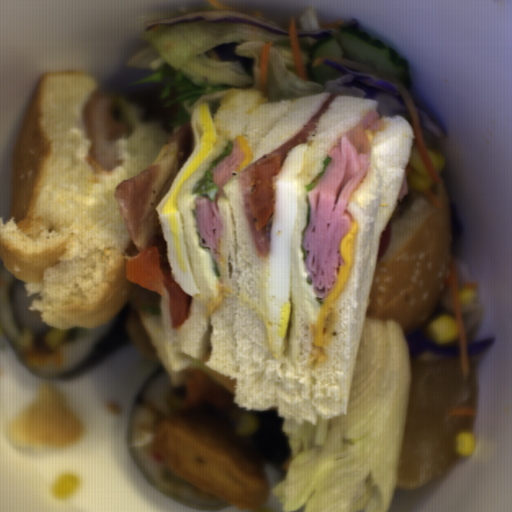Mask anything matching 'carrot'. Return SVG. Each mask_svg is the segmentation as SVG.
<instances>
[{
    "label": "carrot",
    "instance_id": "carrot-4",
    "mask_svg": "<svg viewBox=\"0 0 512 512\" xmlns=\"http://www.w3.org/2000/svg\"><path fill=\"white\" fill-rule=\"evenodd\" d=\"M270 56V43L265 42L261 45L259 92L262 93L263 98L266 100L268 94Z\"/></svg>",
    "mask_w": 512,
    "mask_h": 512
},
{
    "label": "carrot",
    "instance_id": "carrot-2",
    "mask_svg": "<svg viewBox=\"0 0 512 512\" xmlns=\"http://www.w3.org/2000/svg\"><path fill=\"white\" fill-rule=\"evenodd\" d=\"M449 277H450L451 293H452V300H453L454 316H455V320L457 323V331H458L457 339H458V346H459L460 359H461L462 375H463V379L466 383L468 374L470 371V366H469V359H468V353H467V347H466V341H465V333H464V325H463V317H462V309H461L458 284H457V279H456L454 263H453L451 257H450Z\"/></svg>",
    "mask_w": 512,
    "mask_h": 512
},
{
    "label": "carrot",
    "instance_id": "carrot-1",
    "mask_svg": "<svg viewBox=\"0 0 512 512\" xmlns=\"http://www.w3.org/2000/svg\"><path fill=\"white\" fill-rule=\"evenodd\" d=\"M327 59H330L334 62H336L337 64L343 66L344 68L348 69V70H353V71H358V72H362V73H367V74H370L372 76H375L379 79H382L384 81H387L389 83H391L392 85H394L395 87H397L399 93H400V96L403 100V103L406 107V110H407V113L409 115V118H410V121H411V129L413 131V134H414V141L417 145V148L419 150V153L422 157V160L424 162V165L428 171V173L430 174L431 178L434 179L436 182H442V179L429 155V152H428V149L425 145V141H424V136H423V132H422V127H421V122H420V118H419V115H418V111H417V107H416V104L413 100V98L411 97L409 91L407 90L406 86L404 83H402L401 81L395 79L394 77L392 76H389V75H386L384 73H381V72H378V71H375V70H372V69H369L367 67H364V66H361V65H358V64H355V63H352L350 61H347V60H344V59H341L339 57H336L334 55H324L322 57H319L315 60H313V67L316 66V65H319L321 63H324Z\"/></svg>",
    "mask_w": 512,
    "mask_h": 512
},
{
    "label": "carrot",
    "instance_id": "carrot-3",
    "mask_svg": "<svg viewBox=\"0 0 512 512\" xmlns=\"http://www.w3.org/2000/svg\"><path fill=\"white\" fill-rule=\"evenodd\" d=\"M289 42H290V48L292 53V59H293V65H294V71L297 76V78L308 81L301 53H300V47H299V40H298V33H297V26H296V20L294 15L292 14L289 29Z\"/></svg>",
    "mask_w": 512,
    "mask_h": 512
}]
</instances>
